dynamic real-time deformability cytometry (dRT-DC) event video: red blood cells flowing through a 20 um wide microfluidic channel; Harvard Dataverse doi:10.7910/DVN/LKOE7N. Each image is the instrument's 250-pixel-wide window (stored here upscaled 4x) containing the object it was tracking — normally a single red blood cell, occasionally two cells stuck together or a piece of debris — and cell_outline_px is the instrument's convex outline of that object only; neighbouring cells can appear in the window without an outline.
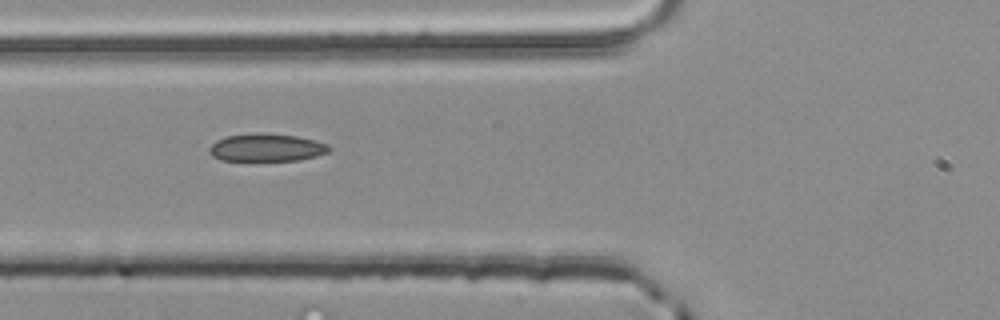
{"species": "common noctule bat (a hibernating species)", "species_latin": "Nyctalus noctula", "temperature_condition": "room temperature", "stored_images_in_passage": 6, "camera_frame_rate_fps": 3000, "um_per_image_px": 0.085, "animal": {"sex": "male", "body_mass_g": 20.4}, "frame": {"image": 1, "passage_image": 6, "time_ms": 1.667, "image_size_px": [1000, 320], "cell_outline_px": [[332, 148], [328, 152], [316, 156], [300, 160], [220, 160], [212, 156], [208, 152], [208, 148], [216, 140], [228, 136], [296, 136], [316, 140], [328, 144]], "centroid_in_image_um": [22.68, 12.59], "position_along_channel_um": 103.1, "area_um2": 18.44}}